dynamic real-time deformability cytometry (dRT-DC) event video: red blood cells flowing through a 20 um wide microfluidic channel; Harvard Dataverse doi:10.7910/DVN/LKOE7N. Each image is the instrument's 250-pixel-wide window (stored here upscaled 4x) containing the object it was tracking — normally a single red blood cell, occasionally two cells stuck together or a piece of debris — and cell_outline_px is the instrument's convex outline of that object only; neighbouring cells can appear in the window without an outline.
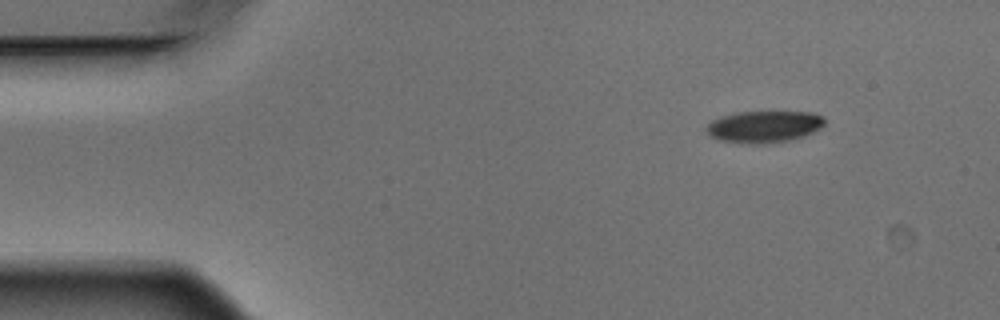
{"species": "Egyptian fruit bat (a non-hibernating species)", "species_latin": "Rousettus aegyptiacus", "temperature_condition": "warm", "stored_images_in_passage": 6, "camera_frame_rate_fps": 3000, "um_per_image_px": 0.085, "animal": {"sex": "male"}, "frame": {"image": 1, "passage_image": 1, "time_ms": 0.0, "image_size_px": [1000, 320], "cell_outline_px": [[824, 124], [820, 128], [812, 132], [788, 140], [760, 144], [752, 144], [720, 140], [708, 136], [704, 128], [712, 120], [720, 116], [736, 112], [812, 112], [824, 116]], "centroid_in_image_um": [64.89, 10.75], "position_along_channel_um": 20.1, "area_um2": 21.85}}
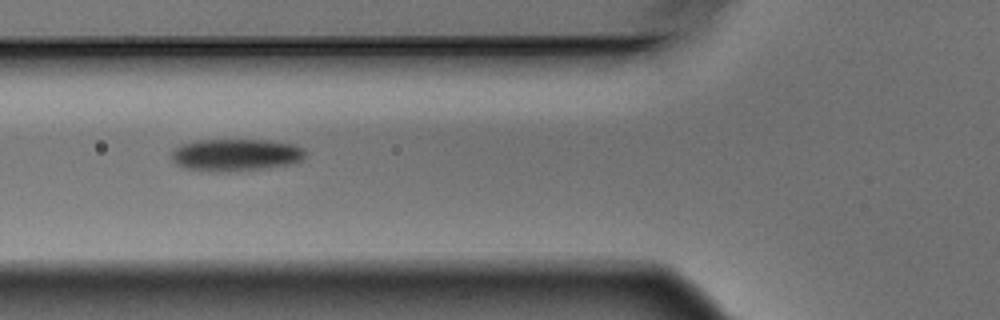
{"frame": {"image": 2, "passage_image": 5, "time_ms": 1.333, "image_size_px": [1000, 320], "cell_outline_px": [[308, 156], [304, 160], [288, 164], [264, 168], [220, 172], [200, 172], [184, 168], [176, 164], [172, 160], [172, 152], [180, 144], [196, 140], [272, 140], [296, 144], [304, 148], [308, 152]], "centroid_in_image_um": [20.07, 13.17], "position_along_channel_um": 105.7, "area_um2": 25.66}}
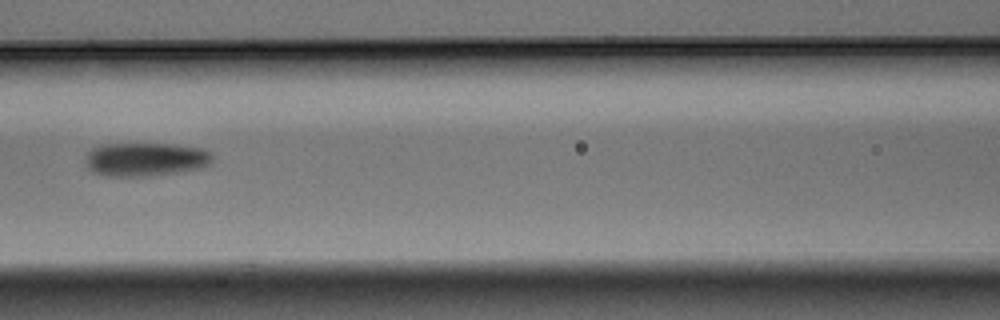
{"frame": {"image": 3, "passage_image": 6, "time_ms": 1.667, "image_size_px": [1000, 320], "cell_outline_px": [[212, 160], [208, 164], [200, 168], [152, 176], [108, 176], [92, 172], [88, 168], [88, 152], [92, 148], [104, 144], [168, 144], [200, 148], [208, 152], [212, 156]], "centroid_in_image_um": [12.35, 13.55], "position_along_channel_um": 154.2, "area_um2": 24.45}}